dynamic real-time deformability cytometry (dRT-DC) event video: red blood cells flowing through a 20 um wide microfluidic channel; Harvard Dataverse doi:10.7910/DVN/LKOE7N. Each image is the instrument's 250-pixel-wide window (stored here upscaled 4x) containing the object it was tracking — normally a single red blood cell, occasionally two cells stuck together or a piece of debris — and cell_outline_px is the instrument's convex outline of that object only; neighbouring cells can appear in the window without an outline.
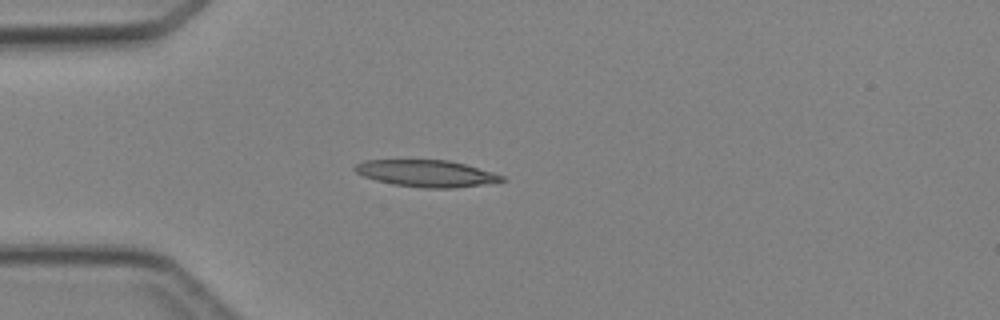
{"species": "Egyptian fruit bat (a non-hibernating species)", "species_latin": "Rousettus aegyptiacus", "temperature_condition": "cold", "stored_images_in_passage": 3, "camera_frame_rate_fps": 3000, "um_per_image_px": 0.085, "animal": {"sex": "female"}, "frame": {"image": 1, "passage_image": 3, "time_ms": 3.667, "image_size_px": [1000, 320], "cell_outline_px": [[508, 180], [484, 184], [456, 188], [424, 188], [392, 184], [376, 180], [364, 176], [356, 172], [352, 168], [356, 164], [364, 160], [448, 160], [464, 164], [492, 172], [504, 176]], "centroid_in_image_um": [36.24, 14.74], "position_along_channel_um": 48.8, "area_um2": 22.89}}